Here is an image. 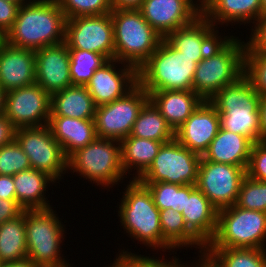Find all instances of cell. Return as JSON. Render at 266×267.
I'll use <instances>...</instances> for the list:
<instances>
[{"instance_id":"6da1fadb","label":"cell","mask_w":266,"mask_h":267,"mask_svg":"<svg viewBox=\"0 0 266 267\" xmlns=\"http://www.w3.org/2000/svg\"><path fill=\"white\" fill-rule=\"evenodd\" d=\"M66 20L56 0H31L19 6L12 28L2 39L12 46L31 50L62 44Z\"/></svg>"},{"instance_id":"7a4b0ae2","label":"cell","mask_w":266,"mask_h":267,"mask_svg":"<svg viewBox=\"0 0 266 267\" xmlns=\"http://www.w3.org/2000/svg\"><path fill=\"white\" fill-rule=\"evenodd\" d=\"M240 41L234 36L220 37L197 64L192 88L203 100H210L221 88L244 75L246 43Z\"/></svg>"},{"instance_id":"3957f363","label":"cell","mask_w":266,"mask_h":267,"mask_svg":"<svg viewBox=\"0 0 266 267\" xmlns=\"http://www.w3.org/2000/svg\"><path fill=\"white\" fill-rule=\"evenodd\" d=\"M261 96L243 75L234 84L221 88L210 100L220 117V128L261 142L259 103Z\"/></svg>"},{"instance_id":"277c9868","label":"cell","mask_w":266,"mask_h":267,"mask_svg":"<svg viewBox=\"0 0 266 267\" xmlns=\"http://www.w3.org/2000/svg\"><path fill=\"white\" fill-rule=\"evenodd\" d=\"M203 58L183 55L163 38L156 51L138 68V83L148 94L193 90L196 66Z\"/></svg>"},{"instance_id":"5b68a950","label":"cell","mask_w":266,"mask_h":267,"mask_svg":"<svg viewBox=\"0 0 266 267\" xmlns=\"http://www.w3.org/2000/svg\"><path fill=\"white\" fill-rule=\"evenodd\" d=\"M130 181L119 205L121 225L131 238L142 244L153 247L152 249L171 251L172 248L163 240L160 210L154 204L152 194L138 180Z\"/></svg>"},{"instance_id":"8992f818","label":"cell","mask_w":266,"mask_h":267,"mask_svg":"<svg viewBox=\"0 0 266 267\" xmlns=\"http://www.w3.org/2000/svg\"><path fill=\"white\" fill-rule=\"evenodd\" d=\"M114 28V59L138 68L156 51L163 40L139 9L111 11Z\"/></svg>"},{"instance_id":"52a82bcc","label":"cell","mask_w":266,"mask_h":267,"mask_svg":"<svg viewBox=\"0 0 266 267\" xmlns=\"http://www.w3.org/2000/svg\"><path fill=\"white\" fill-rule=\"evenodd\" d=\"M265 242L266 213L234 204L218 210L215 235L205 248L266 249Z\"/></svg>"},{"instance_id":"ba28073f","label":"cell","mask_w":266,"mask_h":267,"mask_svg":"<svg viewBox=\"0 0 266 267\" xmlns=\"http://www.w3.org/2000/svg\"><path fill=\"white\" fill-rule=\"evenodd\" d=\"M67 170L77 172L97 186H115L125 175L121 165V142L97 137L67 158Z\"/></svg>"},{"instance_id":"9c48e42d","label":"cell","mask_w":266,"mask_h":267,"mask_svg":"<svg viewBox=\"0 0 266 267\" xmlns=\"http://www.w3.org/2000/svg\"><path fill=\"white\" fill-rule=\"evenodd\" d=\"M52 208L26 210L27 257L38 267H72L60 256L64 225Z\"/></svg>"},{"instance_id":"30bf717a","label":"cell","mask_w":266,"mask_h":267,"mask_svg":"<svg viewBox=\"0 0 266 267\" xmlns=\"http://www.w3.org/2000/svg\"><path fill=\"white\" fill-rule=\"evenodd\" d=\"M201 158L174 138L162 144L154 161L138 181L196 185Z\"/></svg>"},{"instance_id":"8fae6325","label":"cell","mask_w":266,"mask_h":267,"mask_svg":"<svg viewBox=\"0 0 266 267\" xmlns=\"http://www.w3.org/2000/svg\"><path fill=\"white\" fill-rule=\"evenodd\" d=\"M149 100V94L137 83L123 97L96 106L95 128L98 138L122 141L131 133L137 116Z\"/></svg>"},{"instance_id":"7c38bea8","label":"cell","mask_w":266,"mask_h":267,"mask_svg":"<svg viewBox=\"0 0 266 267\" xmlns=\"http://www.w3.org/2000/svg\"><path fill=\"white\" fill-rule=\"evenodd\" d=\"M15 140L28 156L31 168L46 173L55 181L67 171V157L48 125L18 128Z\"/></svg>"},{"instance_id":"4fadbf2b","label":"cell","mask_w":266,"mask_h":267,"mask_svg":"<svg viewBox=\"0 0 266 267\" xmlns=\"http://www.w3.org/2000/svg\"><path fill=\"white\" fill-rule=\"evenodd\" d=\"M68 49L86 50L114 59V28L111 13L73 17L66 20Z\"/></svg>"},{"instance_id":"5bb4252c","label":"cell","mask_w":266,"mask_h":267,"mask_svg":"<svg viewBox=\"0 0 266 267\" xmlns=\"http://www.w3.org/2000/svg\"><path fill=\"white\" fill-rule=\"evenodd\" d=\"M246 175V169L241 166L201 158L196 187L220 210L236 203Z\"/></svg>"},{"instance_id":"9a60e30c","label":"cell","mask_w":266,"mask_h":267,"mask_svg":"<svg viewBox=\"0 0 266 267\" xmlns=\"http://www.w3.org/2000/svg\"><path fill=\"white\" fill-rule=\"evenodd\" d=\"M51 95L37 83L5 93V116L18 128L42 127L50 118Z\"/></svg>"},{"instance_id":"2e32d148","label":"cell","mask_w":266,"mask_h":267,"mask_svg":"<svg viewBox=\"0 0 266 267\" xmlns=\"http://www.w3.org/2000/svg\"><path fill=\"white\" fill-rule=\"evenodd\" d=\"M116 63H120L124 68L117 70ZM137 83V69L134 66L111 59L94 72L85 86L93 98L94 104L99 106L123 97Z\"/></svg>"},{"instance_id":"e0dca14e","label":"cell","mask_w":266,"mask_h":267,"mask_svg":"<svg viewBox=\"0 0 266 267\" xmlns=\"http://www.w3.org/2000/svg\"><path fill=\"white\" fill-rule=\"evenodd\" d=\"M35 83L50 95L72 86L70 53L65 42L35 50Z\"/></svg>"},{"instance_id":"ac0fdd59","label":"cell","mask_w":266,"mask_h":267,"mask_svg":"<svg viewBox=\"0 0 266 267\" xmlns=\"http://www.w3.org/2000/svg\"><path fill=\"white\" fill-rule=\"evenodd\" d=\"M220 128L216 108L204 100L175 131V138L192 152L203 156Z\"/></svg>"},{"instance_id":"d6986e66","label":"cell","mask_w":266,"mask_h":267,"mask_svg":"<svg viewBox=\"0 0 266 267\" xmlns=\"http://www.w3.org/2000/svg\"><path fill=\"white\" fill-rule=\"evenodd\" d=\"M139 10L163 38L201 14L188 0H144Z\"/></svg>"},{"instance_id":"ffe728a7","label":"cell","mask_w":266,"mask_h":267,"mask_svg":"<svg viewBox=\"0 0 266 267\" xmlns=\"http://www.w3.org/2000/svg\"><path fill=\"white\" fill-rule=\"evenodd\" d=\"M35 83V50L12 46L0 38V86L5 92Z\"/></svg>"},{"instance_id":"44dd1931","label":"cell","mask_w":266,"mask_h":267,"mask_svg":"<svg viewBox=\"0 0 266 267\" xmlns=\"http://www.w3.org/2000/svg\"><path fill=\"white\" fill-rule=\"evenodd\" d=\"M202 14L191 23L168 34L164 39L188 57H205L220 39L219 33Z\"/></svg>"},{"instance_id":"7402d4cb","label":"cell","mask_w":266,"mask_h":267,"mask_svg":"<svg viewBox=\"0 0 266 267\" xmlns=\"http://www.w3.org/2000/svg\"><path fill=\"white\" fill-rule=\"evenodd\" d=\"M181 214L187 227L207 245L216 232L218 209L196 185H185V203Z\"/></svg>"},{"instance_id":"603a6c76","label":"cell","mask_w":266,"mask_h":267,"mask_svg":"<svg viewBox=\"0 0 266 267\" xmlns=\"http://www.w3.org/2000/svg\"><path fill=\"white\" fill-rule=\"evenodd\" d=\"M149 100L175 132L204 101L193 90H165L149 93Z\"/></svg>"},{"instance_id":"cb8c5ba5","label":"cell","mask_w":266,"mask_h":267,"mask_svg":"<svg viewBox=\"0 0 266 267\" xmlns=\"http://www.w3.org/2000/svg\"><path fill=\"white\" fill-rule=\"evenodd\" d=\"M48 126L67 158L97 138L94 119L50 116Z\"/></svg>"},{"instance_id":"d4e9b609","label":"cell","mask_w":266,"mask_h":267,"mask_svg":"<svg viewBox=\"0 0 266 267\" xmlns=\"http://www.w3.org/2000/svg\"><path fill=\"white\" fill-rule=\"evenodd\" d=\"M253 144L246 136L219 128L202 158L216 163L241 166L247 170Z\"/></svg>"},{"instance_id":"484cf974","label":"cell","mask_w":266,"mask_h":267,"mask_svg":"<svg viewBox=\"0 0 266 267\" xmlns=\"http://www.w3.org/2000/svg\"><path fill=\"white\" fill-rule=\"evenodd\" d=\"M201 14L214 26L217 22L254 24L261 16V0H210Z\"/></svg>"},{"instance_id":"4316f807","label":"cell","mask_w":266,"mask_h":267,"mask_svg":"<svg viewBox=\"0 0 266 267\" xmlns=\"http://www.w3.org/2000/svg\"><path fill=\"white\" fill-rule=\"evenodd\" d=\"M16 201L24 210L49 209L46 187L55 180L44 172L30 168L13 176Z\"/></svg>"},{"instance_id":"83f0119b","label":"cell","mask_w":266,"mask_h":267,"mask_svg":"<svg viewBox=\"0 0 266 267\" xmlns=\"http://www.w3.org/2000/svg\"><path fill=\"white\" fill-rule=\"evenodd\" d=\"M96 105L86 86L72 85L51 94L50 116L94 119Z\"/></svg>"},{"instance_id":"f1b7e54d","label":"cell","mask_w":266,"mask_h":267,"mask_svg":"<svg viewBox=\"0 0 266 267\" xmlns=\"http://www.w3.org/2000/svg\"><path fill=\"white\" fill-rule=\"evenodd\" d=\"M162 144L161 141L135 136L124 138L121 141V165L125 174L136 167V174L132 179L138 180L148 170Z\"/></svg>"},{"instance_id":"f546056e","label":"cell","mask_w":266,"mask_h":267,"mask_svg":"<svg viewBox=\"0 0 266 267\" xmlns=\"http://www.w3.org/2000/svg\"><path fill=\"white\" fill-rule=\"evenodd\" d=\"M27 258L26 210L0 225V262Z\"/></svg>"},{"instance_id":"4dcf8cb0","label":"cell","mask_w":266,"mask_h":267,"mask_svg":"<svg viewBox=\"0 0 266 267\" xmlns=\"http://www.w3.org/2000/svg\"><path fill=\"white\" fill-rule=\"evenodd\" d=\"M129 136L166 143L175 138V132L155 105L148 100L141 108Z\"/></svg>"},{"instance_id":"1f68e13d","label":"cell","mask_w":266,"mask_h":267,"mask_svg":"<svg viewBox=\"0 0 266 267\" xmlns=\"http://www.w3.org/2000/svg\"><path fill=\"white\" fill-rule=\"evenodd\" d=\"M160 225L163 240L172 249L196 245L195 248H200V254H204L206 245L187 227L180 212L171 208L160 210Z\"/></svg>"},{"instance_id":"d6a6232c","label":"cell","mask_w":266,"mask_h":267,"mask_svg":"<svg viewBox=\"0 0 266 267\" xmlns=\"http://www.w3.org/2000/svg\"><path fill=\"white\" fill-rule=\"evenodd\" d=\"M204 255L216 267H266V249L205 248Z\"/></svg>"},{"instance_id":"836d02e7","label":"cell","mask_w":266,"mask_h":267,"mask_svg":"<svg viewBox=\"0 0 266 267\" xmlns=\"http://www.w3.org/2000/svg\"><path fill=\"white\" fill-rule=\"evenodd\" d=\"M69 53L72 85L85 86L94 72L108 61L103 55L86 50L69 49Z\"/></svg>"},{"instance_id":"e575fe53","label":"cell","mask_w":266,"mask_h":267,"mask_svg":"<svg viewBox=\"0 0 266 267\" xmlns=\"http://www.w3.org/2000/svg\"><path fill=\"white\" fill-rule=\"evenodd\" d=\"M152 194L154 204L159 210L168 208L182 212L185 203V185L165 182H141Z\"/></svg>"},{"instance_id":"d590c367","label":"cell","mask_w":266,"mask_h":267,"mask_svg":"<svg viewBox=\"0 0 266 267\" xmlns=\"http://www.w3.org/2000/svg\"><path fill=\"white\" fill-rule=\"evenodd\" d=\"M236 206L266 213V182L245 176L240 186Z\"/></svg>"},{"instance_id":"8d00e7d4","label":"cell","mask_w":266,"mask_h":267,"mask_svg":"<svg viewBox=\"0 0 266 267\" xmlns=\"http://www.w3.org/2000/svg\"><path fill=\"white\" fill-rule=\"evenodd\" d=\"M66 19L111 13L110 0H56Z\"/></svg>"},{"instance_id":"74e56055","label":"cell","mask_w":266,"mask_h":267,"mask_svg":"<svg viewBox=\"0 0 266 267\" xmlns=\"http://www.w3.org/2000/svg\"><path fill=\"white\" fill-rule=\"evenodd\" d=\"M30 168L29 158L16 140L0 148V175L14 176Z\"/></svg>"},{"instance_id":"f35d334b","label":"cell","mask_w":266,"mask_h":267,"mask_svg":"<svg viewBox=\"0 0 266 267\" xmlns=\"http://www.w3.org/2000/svg\"><path fill=\"white\" fill-rule=\"evenodd\" d=\"M244 76L260 96L266 95V54L245 53Z\"/></svg>"},{"instance_id":"ab89813d","label":"cell","mask_w":266,"mask_h":267,"mask_svg":"<svg viewBox=\"0 0 266 267\" xmlns=\"http://www.w3.org/2000/svg\"><path fill=\"white\" fill-rule=\"evenodd\" d=\"M246 173L252 179L266 182V141L253 144Z\"/></svg>"},{"instance_id":"60d3db41","label":"cell","mask_w":266,"mask_h":267,"mask_svg":"<svg viewBox=\"0 0 266 267\" xmlns=\"http://www.w3.org/2000/svg\"><path fill=\"white\" fill-rule=\"evenodd\" d=\"M251 31L252 36L246 43L245 53L266 54V16H260Z\"/></svg>"},{"instance_id":"b9f144b4","label":"cell","mask_w":266,"mask_h":267,"mask_svg":"<svg viewBox=\"0 0 266 267\" xmlns=\"http://www.w3.org/2000/svg\"><path fill=\"white\" fill-rule=\"evenodd\" d=\"M18 9V4L8 0H0V38H3L12 28Z\"/></svg>"},{"instance_id":"7bdbcfd3","label":"cell","mask_w":266,"mask_h":267,"mask_svg":"<svg viewBox=\"0 0 266 267\" xmlns=\"http://www.w3.org/2000/svg\"><path fill=\"white\" fill-rule=\"evenodd\" d=\"M175 258V259H174ZM172 261H163V258L160 260L144 257V255H136V253H131V267H187V263L183 265L176 257H174Z\"/></svg>"},{"instance_id":"ee69618b","label":"cell","mask_w":266,"mask_h":267,"mask_svg":"<svg viewBox=\"0 0 266 267\" xmlns=\"http://www.w3.org/2000/svg\"><path fill=\"white\" fill-rule=\"evenodd\" d=\"M23 211L16 200L0 199V225L19 216Z\"/></svg>"},{"instance_id":"f6af8a7d","label":"cell","mask_w":266,"mask_h":267,"mask_svg":"<svg viewBox=\"0 0 266 267\" xmlns=\"http://www.w3.org/2000/svg\"><path fill=\"white\" fill-rule=\"evenodd\" d=\"M16 128L5 116L0 114V148L4 145L12 143L15 140Z\"/></svg>"},{"instance_id":"bcb514c9","label":"cell","mask_w":266,"mask_h":267,"mask_svg":"<svg viewBox=\"0 0 266 267\" xmlns=\"http://www.w3.org/2000/svg\"><path fill=\"white\" fill-rule=\"evenodd\" d=\"M0 199L16 200L13 176L0 175Z\"/></svg>"},{"instance_id":"7dc6e473","label":"cell","mask_w":266,"mask_h":267,"mask_svg":"<svg viewBox=\"0 0 266 267\" xmlns=\"http://www.w3.org/2000/svg\"><path fill=\"white\" fill-rule=\"evenodd\" d=\"M260 137L266 141V95L261 96L259 103Z\"/></svg>"},{"instance_id":"c3c4849f","label":"cell","mask_w":266,"mask_h":267,"mask_svg":"<svg viewBox=\"0 0 266 267\" xmlns=\"http://www.w3.org/2000/svg\"><path fill=\"white\" fill-rule=\"evenodd\" d=\"M144 0H110L111 7L115 9H139Z\"/></svg>"},{"instance_id":"681fc988","label":"cell","mask_w":266,"mask_h":267,"mask_svg":"<svg viewBox=\"0 0 266 267\" xmlns=\"http://www.w3.org/2000/svg\"><path fill=\"white\" fill-rule=\"evenodd\" d=\"M117 257L112 265L108 267H131V251L127 252L123 250Z\"/></svg>"},{"instance_id":"f907efd6","label":"cell","mask_w":266,"mask_h":267,"mask_svg":"<svg viewBox=\"0 0 266 267\" xmlns=\"http://www.w3.org/2000/svg\"><path fill=\"white\" fill-rule=\"evenodd\" d=\"M0 267H38L37 265H35L28 257L21 259V260H17V261H13V262H9V263H2L0 265Z\"/></svg>"},{"instance_id":"816d5d0a","label":"cell","mask_w":266,"mask_h":267,"mask_svg":"<svg viewBox=\"0 0 266 267\" xmlns=\"http://www.w3.org/2000/svg\"><path fill=\"white\" fill-rule=\"evenodd\" d=\"M199 263H196L194 267H216L204 254L199 256ZM201 259V260H200ZM187 267H191L190 265Z\"/></svg>"},{"instance_id":"f5cc1de1","label":"cell","mask_w":266,"mask_h":267,"mask_svg":"<svg viewBox=\"0 0 266 267\" xmlns=\"http://www.w3.org/2000/svg\"><path fill=\"white\" fill-rule=\"evenodd\" d=\"M5 93L4 89L0 86V114L5 111Z\"/></svg>"},{"instance_id":"db71d44e","label":"cell","mask_w":266,"mask_h":267,"mask_svg":"<svg viewBox=\"0 0 266 267\" xmlns=\"http://www.w3.org/2000/svg\"><path fill=\"white\" fill-rule=\"evenodd\" d=\"M261 16H266V0H261Z\"/></svg>"},{"instance_id":"11a10c76","label":"cell","mask_w":266,"mask_h":267,"mask_svg":"<svg viewBox=\"0 0 266 267\" xmlns=\"http://www.w3.org/2000/svg\"><path fill=\"white\" fill-rule=\"evenodd\" d=\"M8 1L14 2V3L18 4L19 6L24 5L27 2L28 3L31 2L30 0L29 1H27V0H8Z\"/></svg>"},{"instance_id":"9f6ffc18","label":"cell","mask_w":266,"mask_h":267,"mask_svg":"<svg viewBox=\"0 0 266 267\" xmlns=\"http://www.w3.org/2000/svg\"><path fill=\"white\" fill-rule=\"evenodd\" d=\"M200 13L202 12V8L199 6V4H197L198 1L193 2V0H188Z\"/></svg>"},{"instance_id":"6f0895ef","label":"cell","mask_w":266,"mask_h":267,"mask_svg":"<svg viewBox=\"0 0 266 267\" xmlns=\"http://www.w3.org/2000/svg\"><path fill=\"white\" fill-rule=\"evenodd\" d=\"M199 6L203 9L210 0H198Z\"/></svg>"}]
</instances>
